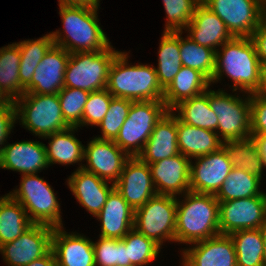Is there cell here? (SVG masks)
Masks as SVG:
<instances>
[{
    "mask_svg": "<svg viewBox=\"0 0 266 266\" xmlns=\"http://www.w3.org/2000/svg\"><path fill=\"white\" fill-rule=\"evenodd\" d=\"M220 48V52L219 48L215 52V69L210 82H218L225 74L234 82L233 91L256 93L261 85L262 65L252 39L233 37Z\"/></svg>",
    "mask_w": 266,
    "mask_h": 266,
    "instance_id": "6da1fadb",
    "label": "cell"
},
{
    "mask_svg": "<svg viewBox=\"0 0 266 266\" xmlns=\"http://www.w3.org/2000/svg\"><path fill=\"white\" fill-rule=\"evenodd\" d=\"M59 8L64 34L62 36L59 30L50 32L55 45L70 54L102 51L110 46L109 39L98 24V8L62 4Z\"/></svg>",
    "mask_w": 266,
    "mask_h": 266,
    "instance_id": "7a4b0ae2",
    "label": "cell"
},
{
    "mask_svg": "<svg viewBox=\"0 0 266 266\" xmlns=\"http://www.w3.org/2000/svg\"><path fill=\"white\" fill-rule=\"evenodd\" d=\"M183 198L177 199L175 242L193 244L220 235L215 195L189 191Z\"/></svg>",
    "mask_w": 266,
    "mask_h": 266,
    "instance_id": "3957f363",
    "label": "cell"
},
{
    "mask_svg": "<svg viewBox=\"0 0 266 266\" xmlns=\"http://www.w3.org/2000/svg\"><path fill=\"white\" fill-rule=\"evenodd\" d=\"M128 55L119 52L111 63L106 89L117 98L132 101H163L161 88L153 65H129Z\"/></svg>",
    "mask_w": 266,
    "mask_h": 266,
    "instance_id": "277c9868",
    "label": "cell"
},
{
    "mask_svg": "<svg viewBox=\"0 0 266 266\" xmlns=\"http://www.w3.org/2000/svg\"><path fill=\"white\" fill-rule=\"evenodd\" d=\"M16 119L39 137H46L69 128L63 118L58 94L24 93L14 101Z\"/></svg>",
    "mask_w": 266,
    "mask_h": 266,
    "instance_id": "5b68a950",
    "label": "cell"
},
{
    "mask_svg": "<svg viewBox=\"0 0 266 266\" xmlns=\"http://www.w3.org/2000/svg\"><path fill=\"white\" fill-rule=\"evenodd\" d=\"M8 194L22 205L33 224L53 228L63 226L57 197L51 186L38 175H22L19 189Z\"/></svg>",
    "mask_w": 266,
    "mask_h": 266,
    "instance_id": "8992f818",
    "label": "cell"
},
{
    "mask_svg": "<svg viewBox=\"0 0 266 266\" xmlns=\"http://www.w3.org/2000/svg\"><path fill=\"white\" fill-rule=\"evenodd\" d=\"M110 45L102 51L76 52L67 62L64 87L95 92L106 89L109 68L120 52Z\"/></svg>",
    "mask_w": 266,
    "mask_h": 266,
    "instance_id": "52a82bcc",
    "label": "cell"
},
{
    "mask_svg": "<svg viewBox=\"0 0 266 266\" xmlns=\"http://www.w3.org/2000/svg\"><path fill=\"white\" fill-rule=\"evenodd\" d=\"M167 111L163 101H133L114 142L130 157L138 156L154 126Z\"/></svg>",
    "mask_w": 266,
    "mask_h": 266,
    "instance_id": "ba28073f",
    "label": "cell"
},
{
    "mask_svg": "<svg viewBox=\"0 0 266 266\" xmlns=\"http://www.w3.org/2000/svg\"><path fill=\"white\" fill-rule=\"evenodd\" d=\"M209 105L218 118L216 133L222 141L251 137L250 94L244 99L224 90H209Z\"/></svg>",
    "mask_w": 266,
    "mask_h": 266,
    "instance_id": "9c48e42d",
    "label": "cell"
},
{
    "mask_svg": "<svg viewBox=\"0 0 266 266\" xmlns=\"http://www.w3.org/2000/svg\"><path fill=\"white\" fill-rule=\"evenodd\" d=\"M176 211L177 197L157 194L135 210L134 228L160 247L175 242Z\"/></svg>",
    "mask_w": 266,
    "mask_h": 266,
    "instance_id": "30bf717a",
    "label": "cell"
},
{
    "mask_svg": "<svg viewBox=\"0 0 266 266\" xmlns=\"http://www.w3.org/2000/svg\"><path fill=\"white\" fill-rule=\"evenodd\" d=\"M233 37H251L263 20V0H204Z\"/></svg>",
    "mask_w": 266,
    "mask_h": 266,
    "instance_id": "8fae6325",
    "label": "cell"
},
{
    "mask_svg": "<svg viewBox=\"0 0 266 266\" xmlns=\"http://www.w3.org/2000/svg\"><path fill=\"white\" fill-rule=\"evenodd\" d=\"M266 219V193L219 202L220 234L230 235L238 230L258 229Z\"/></svg>",
    "mask_w": 266,
    "mask_h": 266,
    "instance_id": "7c38bea8",
    "label": "cell"
},
{
    "mask_svg": "<svg viewBox=\"0 0 266 266\" xmlns=\"http://www.w3.org/2000/svg\"><path fill=\"white\" fill-rule=\"evenodd\" d=\"M54 228L48 225L33 224L14 241L0 246V252L8 266H26L43 257L51 249Z\"/></svg>",
    "mask_w": 266,
    "mask_h": 266,
    "instance_id": "4fadbf2b",
    "label": "cell"
},
{
    "mask_svg": "<svg viewBox=\"0 0 266 266\" xmlns=\"http://www.w3.org/2000/svg\"><path fill=\"white\" fill-rule=\"evenodd\" d=\"M114 187L134 211L157 195L149 165L138 156L126 161Z\"/></svg>",
    "mask_w": 266,
    "mask_h": 266,
    "instance_id": "5bb4252c",
    "label": "cell"
},
{
    "mask_svg": "<svg viewBox=\"0 0 266 266\" xmlns=\"http://www.w3.org/2000/svg\"><path fill=\"white\" fill-rule=\"evenodd\" d=\"M130 156L112 140L92 139L84 148L87 166L82 168L113 184L119 179Z\"/></svg>",
    "mask_w": 266,
    "mask_h": 266,
    "instance_id": "9a60e30c",
    "label": "cell"
},
{
    "mask_svg": "<svg viewBox=\"0 0 266 266\" xmlns=\"http://www.w3.org/2000/svg\"><path fill=\"white\" fill-rule=\"evenodd\" d=\"M190 162V191L216 195L229 175L232 165L223 147Z\"/></svg>",
    "mask_w": 266,
    "mask_h": 266,
    "instance_id": "2e32d148",
    "label": "cell"
},
{
    "mask_svg": "<svg viewBox=\"0 0 266 266\" xmlns=\"http://www.w3.org/2000/svg\"><path fill=\"white\" fill-rule=\"evenodd\" d=\"M70 53L53 44L38 64L25 93L58 94L64 87V75Z\"/></svg>",
    "mask_w": 266,
    "mask_h": 266,
    "instance_id": "e0dca14e",
    "label": "cell"
},
{
    "mask_svg": "<svg viewBox=\"0 0 266 266\" xmlns=\"http://www.w3.org/2000/svg\"><path fill=\"white\" fill-rule=\"evenodd\" d=\"M190 162L189 158L179 153L173 157L148 164L157 194L176 197L189 192Z\"/></svg>",
    "mask_w": 266,
    "mask_h": 266,
    "instance_id": "ac0fdd59",
    "label": "cell"
},
{
    "mask_svg": "<svg viewBox=\"0 0 266 266\" xmlns=\"http://www.w3.org/2000/svg\"><path fill=\"white\" fill-rule=\"evenodd\" d=\"M183 250V266H237L236 252L230 235H217L193 243Z\"/></svg>",
    "mask_w": 266,
    "mask_h": 266,
    "instance_id": "d6986e66",
    "label": "cell"
},
{
    "mask_svg": "<svg viewBox=\"0 0 266 266\" xmlns=\"http://www.w3.org/2000/svg\"><path fill=\"white\" fill-rule=\"evenodd\" d=\"M62 228H54L51 240L57 266H95L93 241Z\"/></svg>",
    "mask_w": 266,
    "mask_h": 266,
    "instance_id": "ffe728a7",
    "label": "cell"
},
{
    "mask_svg": "<svg viewBox=\"0 0 266 266\" xmlns=\"http://www.w3.org/2000/svg\"><path fill=\"white\" fill-rule=\"evenodd\" d=\"M48 166L46 145L40 141L4 145L0 157V168L18 171L22 175L37 174Z\"/></svg>",
    "mask_w": 266,
    "mask_h": 266,
    "instance_id": "44dd1931",
    "label": "cell"
},
{
    "mask_svg": "<svg viewBox=\"0 0 266 266\" xmlns=\"http://www.w3.org/2000/svg\"><path fill=\"white\" fill-rule=\"evenodd\" d=\"M177 139V116L168 110L154 126L138 157L147 164L173 157L180 153Z\"/></svg>",
    "mask_w": 266,
    "mask_h": 266,
    "instance_id": "7402d4cb",
    "label": "cell"
},
{
    "mask_svg": "<svg viewBox=\"0 0 266 266\" xmlns=\"http://www.w3.org/2000/svg\"><path fill=\"white\" fill-rule=\"evenodd\" d=\"M185 30L195 43L209 47L215 52L217 47L233 38L225 23L202 2L196 6Z\"/></svg>",
    "mask_w": 266,
    "mask_h": 266,
    "instance_id": "603a6c76",
    "label": "cell"
},
{
    "mask_svg": "<svg viewBox=\"0 0 266 266\" xmlns=\"http://www.w3.org/2000/svg\"><path fill=\"white\" fill-rule=\"evenodd\" d=\"M83 165L68 178V186L75 198L87 209L90 214L97 216L103 208L110 191L114 188L112 183L99 178L94 173L82 168Z\"/></svg>",
    "mask_w": 266,
    "mask_h": 266,
    "instance_id": "cb8c5ba5",
    "label": "cell"
},
{
    "mask_svg": "<svg viewBox=\"0 0 266 266\" xmlns=\"http://www.w3.org/2000/svg\"><path fill=\"white\" fill-rule=\"evenodd\" d=\"M134 216L133 208L114 187L96 216L101 222L100 236L123 239L134 228Z\"/></svg>",
    "mask_w": 266,
    "mask_h": 266,
    "instance_id": "d4e9b609",
    "label": "cell"
},
{
    "mask_svg": "<svg viewBox=\"0 0 266 266\" xmlns=\"http://www.w3.org/2000/svg\"><path fill=\"white\" fill-rule=\"evenodd\" d=\"M178 147L181 154L197 158L218 151L223 144L220 136L211 130L188 125L177 117Z\"/></svg>",
    "mask_w": 266,
    "mask_h": 266,
    "instance_id": "484cf974",
    "label": "cell"
},
{
    "mask_svg": "<svg viewBox=\"0 0 266 266\" xmlns=\"http://www.w3.org/2000/svg\"><path fill=\"white\" fill-rule=\"evenodd\" d=\"M210 84V80L200 71L182 66L164 90L163 102L168 110H172L181 101L207 91Z\"/></svg>",
    "mask_w": 266,
    "mask_h": 266,
    "instance_id": "4316f807",
    "label": "cell"
},
{
    "mask_svg": "<svg viewBox=\"0 0 266 266\" xmlns=\"http://www.w3.org/2000/svg\"><path fill=\"white\" fill-rule=\"evenodd\" d=\"M77 127H69L65 130L55 132L44 137L50 139L46 146L49 165L51 164H73L84 160V148L81 141L74 136Z\"/></svg>",
    "mask_w": 266,
    "mask_h": 266,
    "instance_id": "83f0119b",
    "label": "cell"
},
{
    "mask_svg": "<svg viewBox=\"0 0 266 266\" xmlns=\"http://www.w3.org/2000/svg\"><path fill=\"white\" fill-rule=\"evenodd\" d=\"M182 67L180 55V31H164L159 44L158 82L165 90Z\"/></svg>",
    "mask_w": 266,
    "mask_h": 266,
    "instance_id": "f1b7e54d",
    "label": "cell"
},
{
    "mask_svg": "<svg viewBox=\"0 0 266 266\" xmlns=\"http://www.w3.org/2000/svg\"><path fill=\"white\" fill-rule=\"evenodd\" d=\"M33 223L27 211L9 194L0 199V246L14 241L26 232Z\"/></svg>",
    "mask_w": 266,
    "mask_h": 266,
    "instance_id": "f546056e",
    "label": "cell"
},
{
    "mask_svg": "<svg viewBox=\"0 0 266 266\" xmlns=\"http://www.w3.org/2000/svg\"><path fill=\"white\" fill-rule=\"evenodd\" d=\"M232 167L240 168L262 179L264 161L253 137L242 140L223 141Z\"/></svg>",
    "mask_w": 266,
    "mask_h": 266,
    "instance_id": "4dcf8cb0",
    "label": "cell"
},
{
    "mask_svg": "<svg viewBox=\"0 0 266 266\" xmlns=\"http://www.w3.org/2000/svg\"><path fill=\"white\" fill-rule=\"evenodd\" d=\"M172 111H177L176 116L188 125L214 132L217 130L218 118L209 105V90L181 101Z\"/></svg>",
    "mask_w": 266,
    "mask_h": 266,
    "instance_id": "1f68e13d",
    "label": "cell"
},
{
    "mask_svg": "<svg viewBox=\"0 0 266 266\" xmlns=\"http://www.w3.org/2000/svg\"><path fill=\"white\" fill-rule=\"evenodd\" d=\"M20 62L17 43L0 48V90L10 101H15L25 93L19 78Z\"/></svg>",
    "mask_w": 266,
    "mask_h": 266,
    "instance_id": "d6a6232c",
    "label": "cell"
},
{
    "mask_svg": "<svg viewBox=\"0 0 266 266\" xmlns=\"http://www.w3.org/2000/svg\"><path fill=\"white\" fill-rule=\"evenodd\" d=\"M261 179L243 169L232 167L226 180L216 193L219 202L264 194L260 191Z\"/></svg>",
    "mask_w": 266,
    "mask_h": 266,
    "instance_id": "836d02e7",
    "label": "cell"
},
{
    "mask_svg": "<svg viewBox=\"0 0 266 266\" xmlns=\"http://www.w3.org/2000/svg\"><path fill=\"white\" fill-rule=\"evenodd\" d=\"M237 266H265L264 245L258 229L238 230L230 234Z\"/></svg>",
    "mask_w": 266,
    "mask_h": 266,
    "instance_id": "e575fe53",
    "label": "cell"
},
{
    "mask_svg": "<svg viewBox=\"0 0 266 266\" xmlns=\"http://www.w3.org/2000/svg\"><path fill=\"white\" fill-rule=\"evenodd\" d=\"M21 54L19 78L21 85L26 88L38 64L46 52L54 44L51 34H46L36 40H24L17 43Z\"/></svg>",
    "mask_w": 266,
    "mask_h": 266,
    "instance_id": "d590c367",
    "label": "cell"
},
{
    "mask_svg": "<svg viewBox=\"0 0 266 266\" xmlns=\"http://www.w3.org/2000/svg\"><path fill=\"white\" fill-rule=\"evenodd\" d=\"M180 31L181 64L203 73L210 81L215 69V51L195 43L189 36L184 39Z\"/></svg>",
    "mask_w": 266,
    "mask_h": 266,
    "instance_id": "8d00e7d4",
    "label": "cell"
},
{
    "mask_svg": "<svg viewBox=\"0 0 266 266\" xmlns=\"http://www.w3.org/2000/svg\"><path fill=\"white\" fill-rule=\"evenodd\" d=\"M123 240L127 248L128 261L132 266H144L153 262L160 253L161 247L135 228L131 229Z\"/></svg>",
    "mask_w": 266,
    "mask_h": 266,
    "instance_id": "74e56055",
    "label": "cell"
},
{
    "mask_svg": "<svg viewBox=\"0 0 266 266\" xmlns=\"http://www.w3.org/2000/svg\"><path fill=\"white\" fill-rule=\"evenodd\" d=\"M95 266H132L123 239L99 237L93 242Z\"/></svg>",
    "mask_w": 266,
    "mask_h": 266,
    "instance_id": "f35d334b",
    "label": "cell"
},
{
    "mask_svg": "<svg viewBox=\"0 0 266 266\" xmlns=\"http://www.w3.org/2000/svg\"><path fill=\"white\" fill-rule=\"evenodd\" d=\"M89 95L88 91L69 87L58 92L63 118L70 127L82 126L83 110Z\"/></svg>",
    "mask_w": 266,
    "mask_h": 266,
    "instance_id": "ab89813d",
    "label": "cell"
},
{
    "mask_svg": "<svg viewBox=\"0 0 266 266\" xmlns=\"http://www.w3.org/2000/svg\"><path fill=\"white\" fill-rule=\"evenodd\" d=\"M132 102V100L113 97L106 115L98 125L101 128L102 136H96V138L114 141L128 117Z\"/></svg>",
    "mask_w": 266,
    "mask_h": 266,
    "instance_id": "60d3db41",
    "label": "cell"
},
{
    "mask_svg": "<svg viewBox=\"0 0 266 266\" xmlns=\"http://www.w3.org/2000/svg\"><path fill=\"white\" fill-rule=\"evenodd\" d=\"M199 3V0H163L167 15V23L164 31L174 32L185 30Z\"/></svg>",
    "mask_w": 266,
    "mask_h": 266,
    "instance_id": "b9f144b4",
    "label": "cell"
},
{
    "mask_svg": "<svg viewBox=\"0 0 266 266\" xmlns=\"http://www.w3.org/2000/svg\"><path fill=\"white\" fill-rule=\"evenodd\" d=\"M112 98L107 89L91 92L84 106L82 126H98L106 115Z\"/></svg>",
    "mask_w": 266,
    "mask_h": 266,
    "instance_id": "7bdbcfd3",
    "label": "cell"
},
{
    "mask_svg": "<svg viewBox=\"0 0 266 266\" xmlns=\"http://www.w3.org/2000/svg\"><path fill=\"white\" fill-rule=\"evenodd\" d=\"M251 136L266 135V99L257 93L250 94Z\"/></svg>",
    "mask_w": 266,
    "mask_h": 266,
    "instance_id": "ee69618b",
    "label": "cell"
},
{
    "mask_svg": "<svg viewBox=\"0 0 266 266\" xmlns=\"http://www.w3.org/2000/svg\"><path fill=\"white\" fill-rule=\"evenodd\" d=\"M16 107L14 101H10L8 104L0 106V145L7 143L6 139L14 127L16 122ZM0 146V157L2 155L3 146Z\"/></svg>",
    "mask_w": 266,
    "mask_h": 266,
    "instance_id": "f6af8a7d",
    "label": "cell"
},
{
    "mask_svg": "<svg viewBox=\"0 0 266 266\" xmlns=\"http://www.w3.org/2000/svg\"><path fill=\"white\" fill-rule=\"evenodd\" d=\"M250 38L255 45L262 67L266 66V21L264 19Z\"/></svg>",
    "mask_w": 266,
    "mask_h": 266,
    "instance_id": "bcb514c9",
    "label": "cell"
},
{
    "mask_svg": "<svg viewBox=\"0 0 266 266\" xmlns=\"http://www.w3.org/2000/svg\"><path fill=\"white\" fill-rule=\"evenodd\" d=\"M26 266H57L53 251L50 249L43 257L35 259Z\"/></svg>",
    "mask_w": 266,
    "mask_h": 266,
    "instance_id": "7dc6e473",
    "label": "cell"
},
{
    "mask_svg": "<svg viewBox=\"0 0 266 266\" xmlns=\"http://www.w3.org/2000/svg\"><path fill=\"white\" fill-rule=\"evenodd\" d=\"M59 4L66 6H84L89 8H98L99 0H58Z\"/></svg>",
    "mask_w": 266,
    "mask_h": 266,
    "instance_id": "c3c4849f",
    "label": "cell"
},
{
    "mask_svg": "<svg viewBox=\"0 0 266 266\" xmlns=\"http://www.w3.org/2000/svg\"><path fill=\"white\" fill-rule=\"evenodd\" d=\"M258 144V148L264 161V168H266V135L265 136H251Z\"/></svg>",
    "mask_w": 266,
    "mask_h": 266,
    "instance_id": "681fc988",
    "label": "cell"
},
{
    "mask_svg": "<svg viewBox=\"0 0 266 266\" xmlns=\"http://www.w3.org/2000/svg\"><path fill=\"white\" fill-rule=\"evenodd\" d=\"M256 93L266 99V66L262 67L261 85Z\"/></svg>",
    "mask_w": 266,
    "mask_h": 266,
    "instance_id": "f907efd6",
    "label": "cell"
},
{
    "mask_svg": "<svg viewBox=\"0 0 266 266\" xmlns=\"http://www.w3.org/2000/svg\"><path fill=\"white\" fill-rule=\"evenodd\" d=\"M259 231L261 233L262 240H263V245H264L263 258H264V263L266 266V219L264 220V223L260 226Z\"/></svg>",
    "mask_w": 266,
    "mask_h": 266,
    "instance_id": "816d5d0a",
    "label": "cell"
},
{
    "mask_svg": "<svg viewBox=\"0 0 266 266\" xmlns=\"http://www.w3.org/2000/svg\"><path fill=\"white\" fill-rule=\"evenodd\" d=\"M10 102V100L3 94L0 90V106L6 105Z\"/></svg>",
    "mask_w": 266,
    "mask_h": 266,
    "instance_id": "f5cc1de1",
    "label": "cell"
},
{
    "mask_svg": "<svg viewBox=\"0 0 266 266\" xmlns=\"http://www.w3.org/2000/svg\"><path fill=\"white\" fill-rule=\"evenodd\" d=\"M263 19L266 21V0H263Z\"/></svg>",
    "mask_w": 266,
    "mask_h": 266,
    "instance_id": "db71d44e",
    "label": "cell"
}]
</instances>
